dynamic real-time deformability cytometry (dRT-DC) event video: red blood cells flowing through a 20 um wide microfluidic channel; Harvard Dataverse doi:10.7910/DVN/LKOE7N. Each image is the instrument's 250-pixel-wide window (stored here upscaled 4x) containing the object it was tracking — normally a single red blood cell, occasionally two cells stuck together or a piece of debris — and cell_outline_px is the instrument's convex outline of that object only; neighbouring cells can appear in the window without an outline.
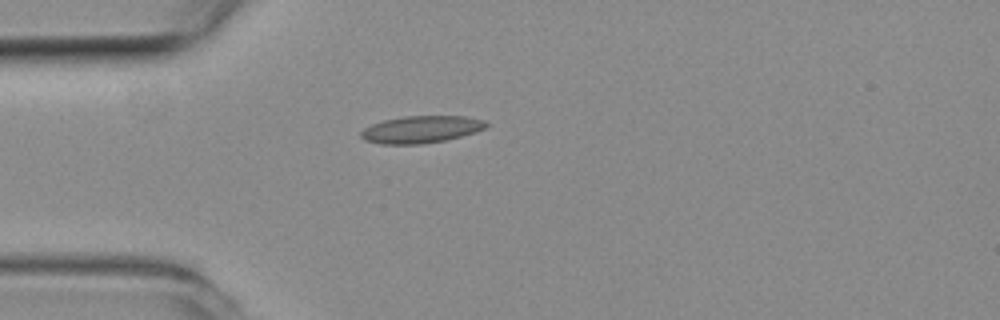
{"species": "common noctule bat (a hibernating species)", "species_latin": "Nyctalus noctula", "temperature_condition": "room temperature", "stored_images_in_passage": 39, "camera_frame_rate_fps": 3000, "um_per_image_px": 0.085, "animal": {"sex": "female", "body_mass_g": 19.3, "forearm_length_mm": 54.1}, "frame": {"image": 1, "passage_image": 1, "time_ms": 0.0, "image_size_px": [1000, 320], "cell_outline_px": [[488, 128], [476, 132], [444, 140], [420, 144], [380, 144], [364, 140], [360, 136], [360, 132], [364, 128], [372, 124], [384, 120], [404, 116], [464, 116], [484, 120], [488, 124]], "centroid_in_image_um": [35.79, 11.0], "position_along_channel_um": 49.2, "area_um2": 19.83}}
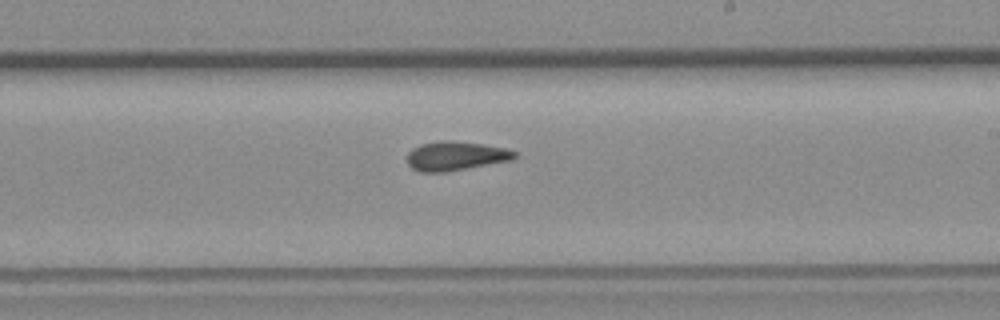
{"frame": {"image": 2, "passage_image": 17, "time_ms": 5.333, "image_size_px": [1000, 320], "cell_outline_px": [[516, 156], [512, 160], [468, 168], [444, 172], [420, 172], [412, 168], [408, 164], [408, 152], [412, 148], [424, 144], [444, 140], [452, 140], [480, 144], [504, 148], [516, 152]], "centroid_in_image_um": [38.72, 13.26], "position_along_channel_um": 250.3, "area_um2": 17.98}}
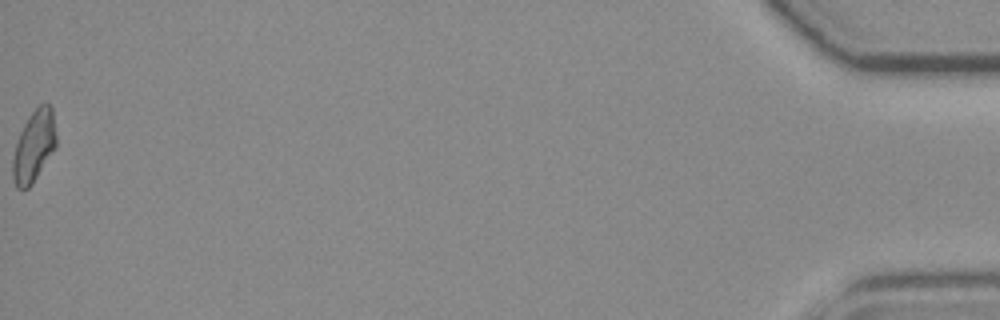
{"frame": {"image": 3, "passage_image": 39, "time_ms": 12.667, "image_size_px": [1000, 320], "cell_outline_px": [[56, 148], [32, 184], [28, 188], [16, 188], [12, 176], [12, 160], [16, 144], [20, 132], [28, 116], [40, 104], [48, 104], [52, 108], [56, 136]], "centroid_in_image_um": [2.88, 12.44], "position_along_channel_um": 432.3, "area_um2": 18.03}, "authors_computed_cell_mechanics": {"area_um2": 17.7446, "velocity_mm_per_s": 3.9702, "shape_relaxation_time_tau1_ms": null, "shape_relaxation_time_tau2_ms": 3.1331, "deformation_change_tau1": null, "deformation_change_tau2": 0.0888}}